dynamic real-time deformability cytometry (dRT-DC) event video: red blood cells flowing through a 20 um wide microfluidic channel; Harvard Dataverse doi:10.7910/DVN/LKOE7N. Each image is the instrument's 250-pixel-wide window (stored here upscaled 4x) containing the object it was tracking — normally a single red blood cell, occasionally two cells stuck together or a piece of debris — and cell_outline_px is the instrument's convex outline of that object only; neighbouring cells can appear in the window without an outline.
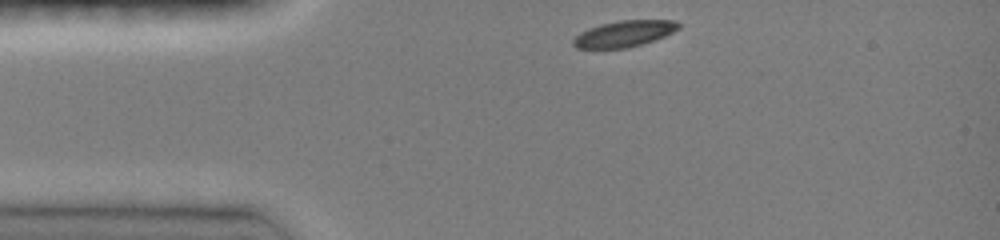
{"species": "common noctule bat (a hibernating species)", "species_latin": "Nyctalus noctula", "temperature_condition": "room temperature", "stored_images_in_passage": 33, "camera_frame_rate_fps": 3000, "um_per_image_px": 0.085, "animal": {"sex": "female", "body_mass_g": 19.0, "forearm_length_mm": 51.5}, "frame": {"image": 1, "passage_image": 1, "time_ms": 0.0, "image_size_px": [1000, 240], "cell_outline_px": [[680, 28], [664, 36], [628, 48], [576, 48], [572, 44], [572, 40], [580, 32], [588, 28], [600, 24], [620, 20], [676, 20], [680, 24]], "centroid_in_image_um": [53.03, 2.86], "position_along_channel_um": 32.0, "area_um2": 16.01}}
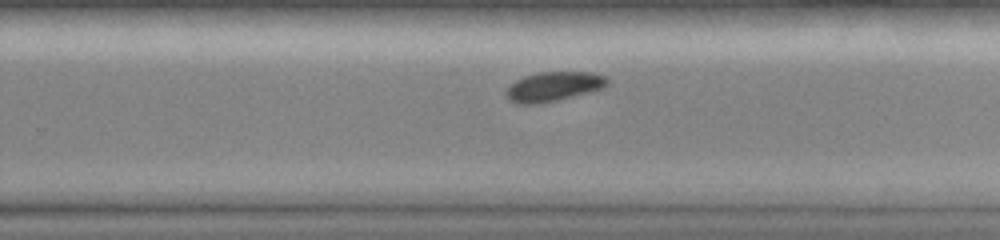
{"frame": {"image": 2, "passage_image": 22, "time_ms": 7.0, "image_size_px": [1000, 240], "cell_outline_px": [[608, 84], [600, 88], [556, 100], [536, 104], [516, 104], [508, 100], [504, 92], [516, 80], [524, 76], [540, 72], [592, 72], [604, 76], [608, 80]], "centroid_in_image_um": [46.98, 7.35], "position_along_channel_um": 282.8, "area_um2": 17.05}}
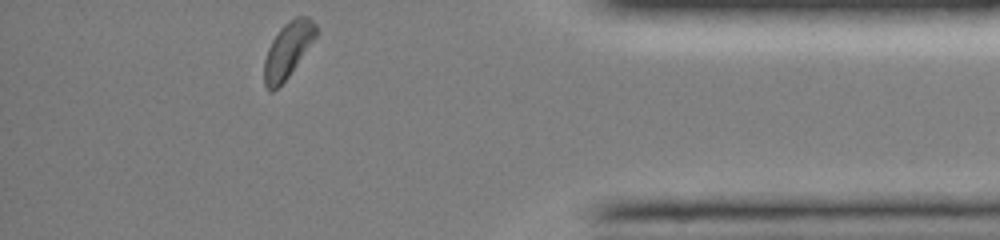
{"frame": {"image": 3, "passage_image": 33, "time_ms": 10.667, "image_size_px": [1000, 240], "cell_outline_px": [[316, 36], [288, 76], [272, 92], [264, 84], [264, 60], [268, 48], [272, 40], [280, 28], [288, 20], [296, 16], [308, 16], [316, 24]], "centroid_in_image_um": [24.45, 4.21], "position_along_channel_um": 410.8, "area_um2": 16.36}, "authors_computed_cell_mechanics": {"area_um2": 17.3978, "velocity_mm_per_s": 4.0793, "shape_relaxation_time_tau1_ms": 1.8908, "shape_relaxation_time_tau2_ms": null, "deformation_change_tau1": 0.0859, "deformation_change_tau2": null}}